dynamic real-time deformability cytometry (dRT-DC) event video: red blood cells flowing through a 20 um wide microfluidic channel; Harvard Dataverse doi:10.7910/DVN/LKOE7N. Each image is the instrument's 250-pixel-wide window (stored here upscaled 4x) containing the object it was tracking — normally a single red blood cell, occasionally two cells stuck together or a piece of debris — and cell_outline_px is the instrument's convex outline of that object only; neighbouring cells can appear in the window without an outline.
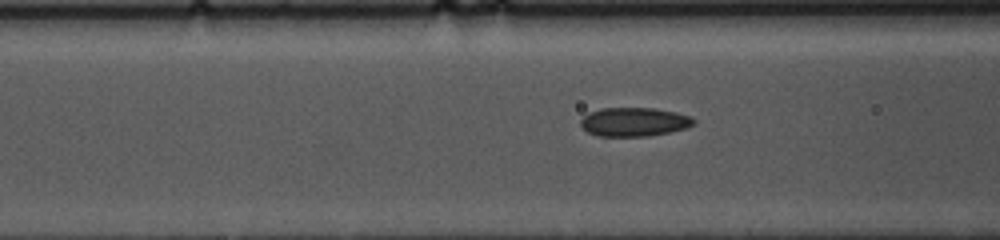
{"species": "common noctule bat (a hibernating species)", "species_latin": "Nyctalus noctula", "temperature_condition": "cold", "stored_images_in_passage": 14, "camera_frame_rate_fps": 3000, "um_per_image_px": 0.085, "animal": {"sex": "female", "body_mass_g": 10.0, "forearm_length_mm": 53.1}, "frame": {"image": 1, "passage_image": 12, "time_ms": 3.667, "image_size_px": [1000, 240], "cell_outline_px": [[696, 124], [684, 128], [668, 132], [648, 136], [596, 136], [588, 132], [580, 124], [580, 120], [588, 112], [600, 108], [652, 108], [676, 112], [688, 116], [696, 120]], "centroid_in_image_um": [53.87, 10.36], "position_along_channel_um": 112.7, "area_um2": 18.96}}